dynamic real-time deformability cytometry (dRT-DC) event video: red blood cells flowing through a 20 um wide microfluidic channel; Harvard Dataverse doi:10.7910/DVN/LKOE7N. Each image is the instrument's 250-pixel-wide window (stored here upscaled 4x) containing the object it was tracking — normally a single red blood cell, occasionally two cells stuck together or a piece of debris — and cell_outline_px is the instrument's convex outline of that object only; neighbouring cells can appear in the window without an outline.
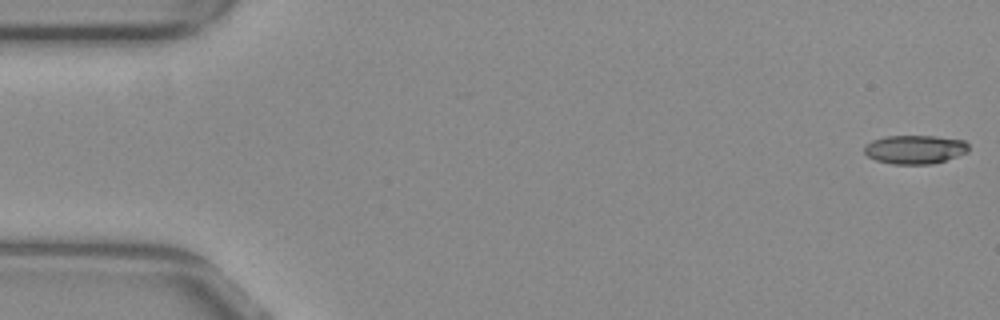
{"species": "common noctule bat (a hibernating species)", "species_latin": "Nyctalus noctula", "temperature_condition": "warm", "stored_images_in_passage": 53, "camera_frame_rate_fps": 3000, "um_per_image_px": 0.085, "animal": {"sex": "female", "body_mass_g": 29.2, "forearm_length_mm": 56.3}, "frame": {"image": 1, "passage_image": 1, "time_ms": 0.0, "image_size_px": [1000, 320], "cell_outline_px": [[968, 152], [932, 164], [892, 164], [876, 160], [868, 156], [864, 152], [864, 144], [872, 140], [884, 136], [936, 136], [964, 140], [968, 144]], "centroid_in_image_um": [77.74, 12.69], "position_along_channel_um": 7.3, "area_um2": 17.51}}
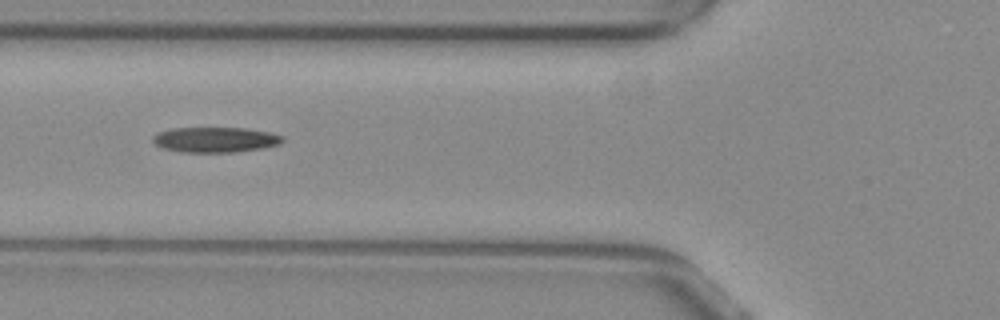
{"frame": {"image": 2, "passage_image": 20, "time_ms": 6.333, "image_size_px": [1000, 320], "cell_outline_px": [[284, 140], [280, 144], [264, 148], [236, 152], [180, 152], [164, 148], [156, 144], [152, 140], [152, 136], [160, 132], [172, 128], [248, 128], [268, 132], [284, 136]], "centroid_in_image_um": [18.34, 11.87], "position_along_channel_um": 107.5, "area_um2": 19.13}}
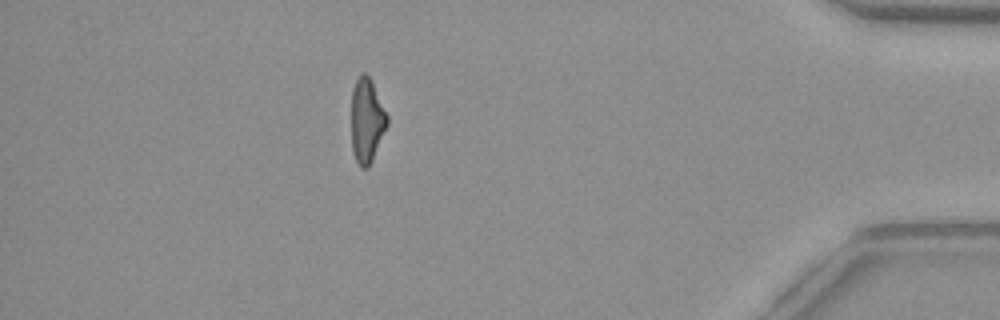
{"frame": {"image": 3, "passage_image": 47, "time_ms": 15.333, "image_size_px": [1000, 320], "cell_outline_px": [[388, 124], [372, 160], [368, 168], [360, 168], [352, 152], [352, 88], [360, 72], [364, 72], [372, 80], [388, 116]], "centroid_in_image_um": [31.18, 10.23], "position_along_channel_um": 404.0, "area_um2": 17.69}, "authors_computed_cell_mechanics": {"area_um2": 18.6116, "velocity_mm_per_s": 3.8684, "shape_relaxation_time_tau1_ms": null, "shape_relaxation_time_tau2_ms": 6.4137, "deformation_change_tau1": null, "deformation_change_tau2": 0.1661}}